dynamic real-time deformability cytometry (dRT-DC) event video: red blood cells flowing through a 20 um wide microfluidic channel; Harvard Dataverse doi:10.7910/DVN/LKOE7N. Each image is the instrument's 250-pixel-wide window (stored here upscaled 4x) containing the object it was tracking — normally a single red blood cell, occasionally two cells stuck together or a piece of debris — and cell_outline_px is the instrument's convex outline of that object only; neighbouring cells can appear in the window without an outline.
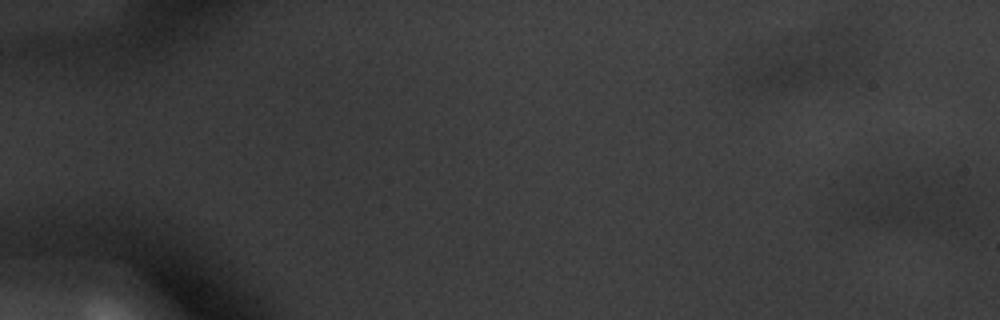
{"species": "common noctule bat (a hibernating species)", "species_latin": "Nyctalus noctula", "temperature_condition": "warm", "stored_images_in_passage": 3, "camera_frame_rate_fps": 3000, "um_per_image_px": 0.085, "animal": {"sex": "male", "body_mass_g": 20.1, "forearm_length_mm": 53.5}, "frame": {"image": 1, "passage_image": 3, "time_ms": 0.667, "image_size_px": [1000, 320], "cell_outline_px": [[968, 220], [952, 228], [880, 224], [856, 220], [852, 216], [852, 208], [908, 180], [952, 176], [964, 176], [968, 192]], "centroid_in_image_um": [78.11, 17.34], "position_along_channel_um": 6.9, "area_um2": 32.6}}